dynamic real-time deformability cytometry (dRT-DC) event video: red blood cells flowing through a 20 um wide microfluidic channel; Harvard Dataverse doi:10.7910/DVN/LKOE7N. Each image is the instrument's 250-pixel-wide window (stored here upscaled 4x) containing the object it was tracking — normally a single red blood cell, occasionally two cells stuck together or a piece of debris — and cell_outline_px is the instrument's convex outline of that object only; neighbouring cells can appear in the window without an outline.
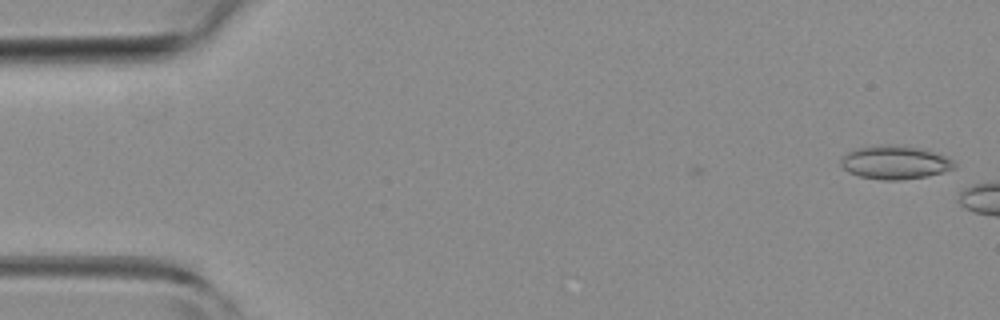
{"species": "common noctule bat (a hibernating species)", "species_latin": "Nyctalus noctula", "temperature_condition": "room temperature", "stored_images_in_passage": 7, "camera_frame_rate_fps": 3000, "um_per_image_px": 0.085, "animal": {"sex": "female", "body_mass_g": 19.3, "forearm_length_mm": 54.1}, "frame": {"image": 1, "passage_image": 1, "time_ms": 0.0, "image_size_px": [1000, 320], "cell_outline_px": [[956, 168], [944, 172], [928, 176], [900, 180], [884, 180], [860, 176], [848, 172], [840, 164], [840, 156], [856, 148], [880, 144], [904, 144], [928, 148], [952, 160], [956, 164]], "centroid_in_image_um": [76.09, 13.77], "position_along_channel_um": 8.9, "area_um2": 22.77}}